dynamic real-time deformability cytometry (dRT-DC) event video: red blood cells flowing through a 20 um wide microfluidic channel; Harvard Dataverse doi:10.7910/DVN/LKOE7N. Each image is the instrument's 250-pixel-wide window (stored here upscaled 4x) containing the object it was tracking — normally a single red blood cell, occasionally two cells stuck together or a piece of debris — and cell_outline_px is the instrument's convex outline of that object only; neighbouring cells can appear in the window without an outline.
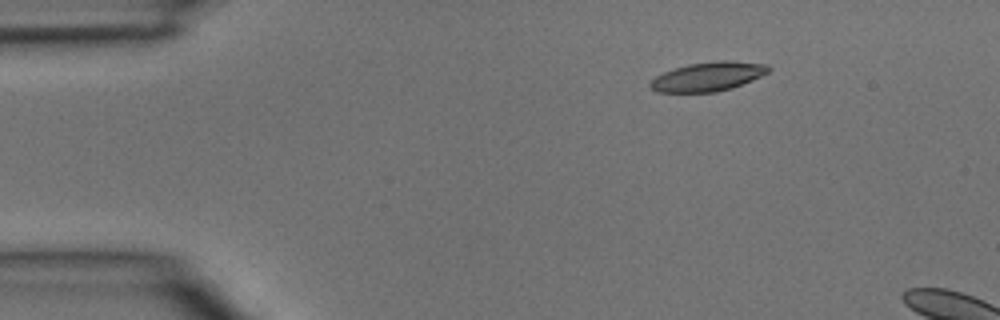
{"species": "common noctule bat (a hibernating species)", "species_latin": "Nyctalus noctula", "temperature_condition": "room temperature", "stored_images_in_passage": 2, "camera_frame_rate_fps": 3000, "um_per_image_px": 0.085, "animal": {"sex": "male", "body_mass_g": 15.6}, "frame": {"image": 1, "passage_image": 1, "time_ms": 0.0, "image_size_px": [1000, 320], "cell_outline_px": [[772, 68], [768, 72], [752, 80], [732, 88], [716, 92], [656, 92], [648, 84], [656, 76], [664, 72], [688, 64], [716, 60], [728, 60], [768, 64]], "centroid_in_image_um": [60.21, 6.5], "position_along_channel_um": 24.8, "area_um2": 20.06}}